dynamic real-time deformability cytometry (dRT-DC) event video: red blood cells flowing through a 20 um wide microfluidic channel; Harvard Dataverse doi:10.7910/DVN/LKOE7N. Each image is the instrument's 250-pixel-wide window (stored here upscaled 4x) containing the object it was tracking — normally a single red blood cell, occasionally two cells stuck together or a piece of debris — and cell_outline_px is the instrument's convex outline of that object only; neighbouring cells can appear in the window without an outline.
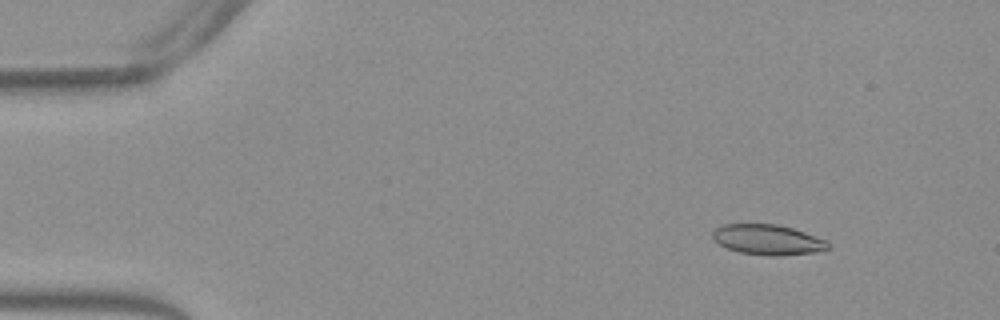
{"species": "Egyptian fruit bat (a non-hibernating species)", "species_latin": "Rousettus aegyptiacus", "temperature_condition": "warm", "stored_images_in_passage": 54, "camera_frame_rate_fps": 3000, "um_per_image_px": 0.085, "frame": {"image": 1, "passage_image": 7, "time_ms": 2.0, "image_size_px": [1000, 320], "cell_outline_px": [[832, 248], [816, 252], [776, 256], [740, 252], [728, 248], [712, 240], [712, 232], [716, 228], [724, 224], [776, 224], [792, 228], [828, 240], [832, 244]], "centroid_in_image_um": [65.3, 20.37], "position_along_channel_um": 19.7, "area_um2": 20.4}}
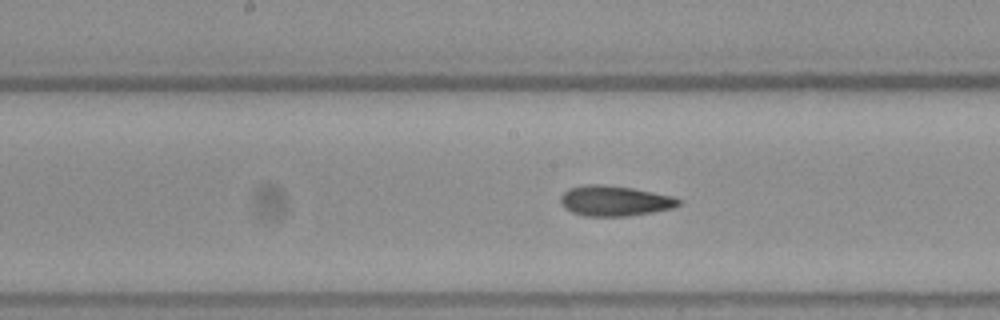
{"frame": {"image": 2, "passage_image": 28, "time_ms": 9.0, "image_size_px": [1000, 320], "cell_outline_px": [[680, 204], [672, 208], [652, 212], [628, 216], [584, 216], [572, 212], [564, 208], [560, 204], [560, 196], [568, 188], [584, 184], [600, 184], [632, 188], [676, 196], [680, 200]], "centroid_in_image_um": [52.22, 17.07], "position_along_channel_um": 196.0, "area_um2": 21.04}}
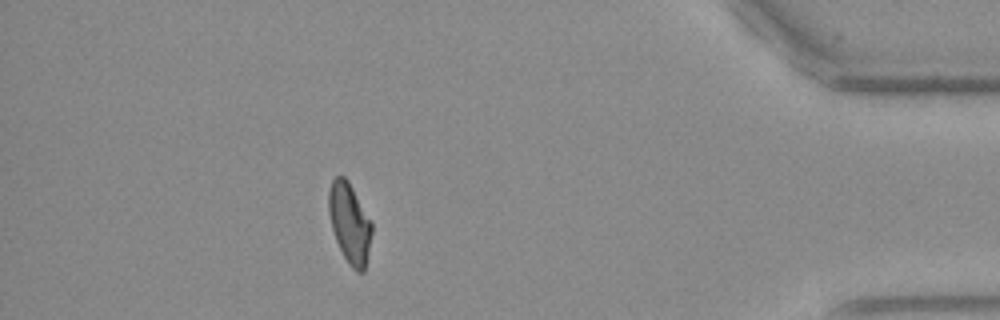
{"frame": {"image": 3, "passage_image": 48, "time_ms": 15.667, "image_size_px": [1000, 320], "cell_outline_px": [[372, 232], [364, 272], [356, 272], [348, 264], [336, 240], [332, 228], [328, 212], [328, 192], [332, 180], [336, 176], [344, 176], [348, 180], [372, 220]], "centroid_in_image_um": [29.72, 18.94], "position_along_channel_um": 405.5, "area_um2": 20.23}, "authors_computed_cell_mechanics": {"area_um2": 20.6924, "velocity_mm_per_s": 3.8524, "shape_relaxation_time_tau1_ms": 5.7069, "shape_relaxation_time_tau2_ms": 1.8597, "deformation_change_tau1": 0.1985, "deformation_change_tau2": 0.0949}}